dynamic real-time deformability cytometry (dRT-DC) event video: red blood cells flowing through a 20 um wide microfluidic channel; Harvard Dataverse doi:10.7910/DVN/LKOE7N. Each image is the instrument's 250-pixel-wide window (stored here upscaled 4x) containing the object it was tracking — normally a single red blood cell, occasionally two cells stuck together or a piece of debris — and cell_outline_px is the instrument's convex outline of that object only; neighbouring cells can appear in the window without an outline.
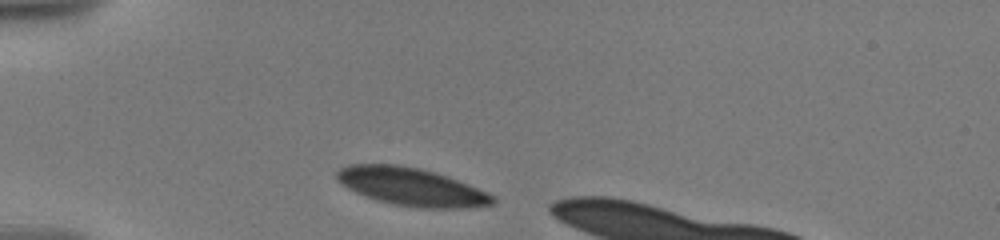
{"species": "human", "species_latin": "Homo sapiens", "temperature_condition": "warm", "stored_images_in_passage": 1, "camera_frame_rate_fps": 3000, "um_per_image_px": 0.085, "donor": {"sex": "male"}, "frame": {"image": 1, "passage_image": 1, "time_ms": 0.0, "image_size_px": [1000, 240], "cell_outline_px": [[496, 200], [492, 204], [460, 208], [424, 208], [396, 204], [376, 200], [356, 192], [340, 184], [336, 180], [336, 172], [340, 168], [348, 164], [396, 164], [420, 168], [436, 172], [448, 176], [488, 192], [496, 196]], "centroid_in_image_um": [34.96, 15.86], "position_along_channel_um": 50.0, "area_um2": 34.45}}